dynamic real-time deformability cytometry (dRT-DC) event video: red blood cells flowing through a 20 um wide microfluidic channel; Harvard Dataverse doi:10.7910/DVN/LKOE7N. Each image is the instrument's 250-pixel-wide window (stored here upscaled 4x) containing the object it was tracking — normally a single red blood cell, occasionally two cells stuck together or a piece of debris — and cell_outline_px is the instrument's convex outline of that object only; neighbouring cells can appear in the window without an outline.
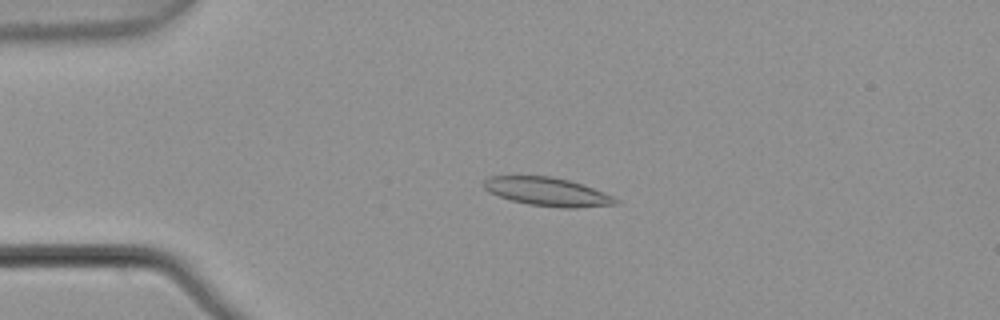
{"species": "common noctule bat (a hibernating species)", "species_latin": "Nyctalus noctula", "temperature_condition": "warm", "stored_images_in_passage": 5, "camera_frame_rate_fps": 3000, "um_per_image_px": 0.085, "animal": {"sex": "male", "body_mass_g": 21.5, "forearm_length_mm": 52.0}, "frame": {"image": 1, "passage_image": 4, "time_ms": 1.0, "image_size_px": [1000, 320], "cell_outline_px": [[620, 204], [576, 208], [564, 208], [528, 204], [512, 200], [488, 192], [484, 188], [484, 180], [488, 176], [552, 176], [568, 180], [604, 192], [620, 200]], "centroid_in_image_um": [46.55, 16.3], "position_along_channel_um": 38.5, "area_um2": 21.79}}